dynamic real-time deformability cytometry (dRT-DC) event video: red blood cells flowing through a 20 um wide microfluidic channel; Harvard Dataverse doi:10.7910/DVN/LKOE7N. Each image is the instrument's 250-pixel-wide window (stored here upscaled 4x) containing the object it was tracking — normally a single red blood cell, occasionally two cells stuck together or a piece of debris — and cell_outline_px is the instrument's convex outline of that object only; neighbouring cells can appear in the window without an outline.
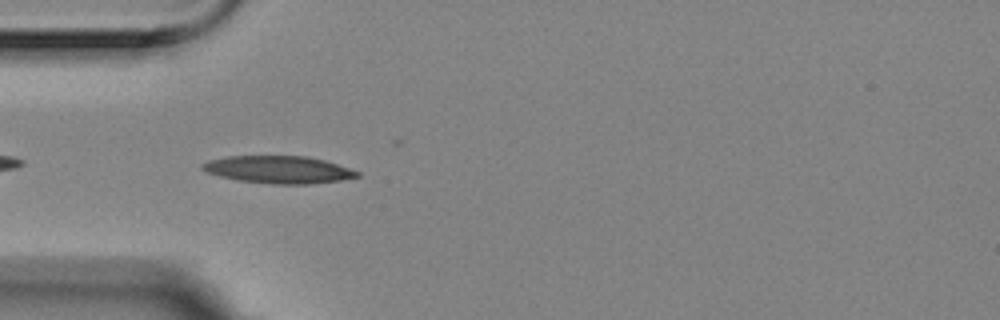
{"species": "Egyptian fruit bat (a non-hibernating species)", "species_latin": "Rousettus aegyptiacus", "temperature_condition": "room temperature", "stored_images_in_passage": 42, "camera_frame_rate_fps": 3000, "um_per_image_px": 0.085, "animal": {"sex": "female"}, "frame": {"image": 1, "passage_image": 3, "time_ms": 0.667, "image_size_px": [1000, 320], "cell_outline_px": [[356, 176], [332, 180], [248, 180], [216, 172], [204, 168], [208, 164], [220, 160], [244, 156], [296, 156], [316, 160], [332, 164], [356, 172]], "centroid_in_image_um": [23.74, 14.34], "position_along_channel_um": 61.3, "area_um2": 20.0}}
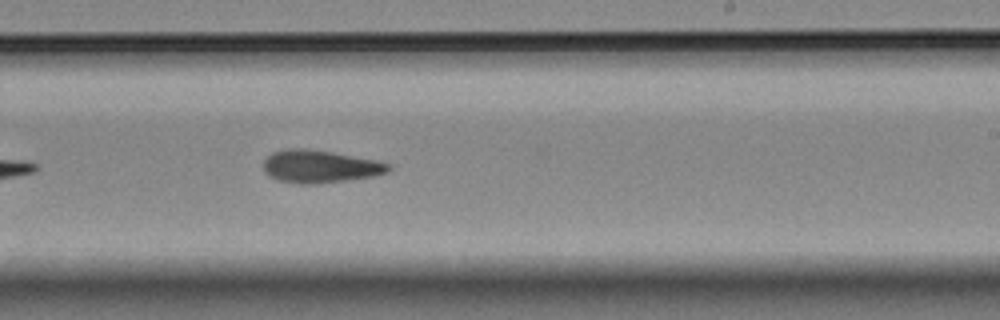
{"frame": {"image": 2, "passage_image": 20, "time_ms": 6.333, "image_size_px": [1000, 320], "cell_outline_px": [[388, 168], [380, 172], [356, 176], [324, 180], [296, 180], [276, 176], [268, 168], [268, 160], [272, 156], [280, 152], [320, 152], [364, 160], [384, 164]], "centroid_in_image_um": [27.19, 14.12], "position_along_channel_um": 261.8, "area_um2": 18.03}}
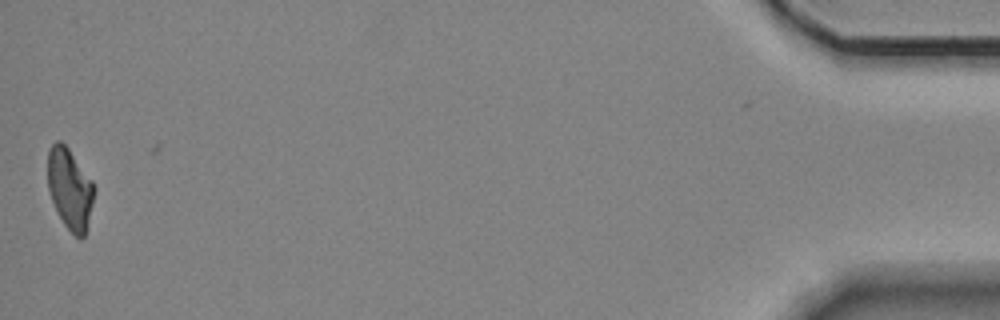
{"frame": {"image": 3, "passage_image": 42, "time_ms": 13.667, "image_size_px": [1000, 320], "cell_outline_px": [[92, 200], [84, 236], [76, 236], [68, 228], [60, 216], [56, 208], [48, 184], [48, 156], [52, 144], [64, 144], [92, 184]], "centroid_in_image_um": [5.9, 16.07], "position_along_channel_um": 429.3, "area_um2": 19.94}}